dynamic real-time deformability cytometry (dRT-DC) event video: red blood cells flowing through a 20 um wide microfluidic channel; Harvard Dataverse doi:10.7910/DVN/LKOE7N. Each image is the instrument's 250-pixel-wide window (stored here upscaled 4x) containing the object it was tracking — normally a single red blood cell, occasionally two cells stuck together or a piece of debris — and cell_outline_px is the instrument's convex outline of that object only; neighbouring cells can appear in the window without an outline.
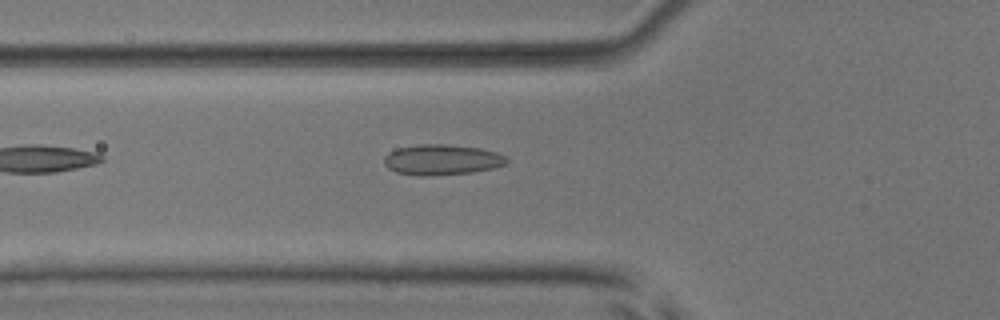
{"species": "common noctule bat (a hibernating species)", "species_latin": "Nyctalus noctula", "temperature_condition": "room temperature", "stored_images_in_passage": 30, "camera_frame_rate_fps": 3000, "um_per_image_px": 0.085, "animal": {"sex": "male", "body_mass_g": 17.9, "forearm_length_mm": 54.2}, "frame": {"image": 1, "passage_image": 2, "time_ms": 0.333, "image_size_px": [1000, 320], "cell_outline_px": [[508, 160], [504, 164], [492, 168], [472, 172], [424, 176], [420, 176], [396, 172], [388, 168], [384, 164], [384, 156], [388, 152], [396, 148], [420, 144], [444, 144], [480, 148], [496, 152], [504, 156]], "centroid_in_image_um": [37.5, 13.57], "position_along_channel_um": 88.3, "area_um2": 21.68}}
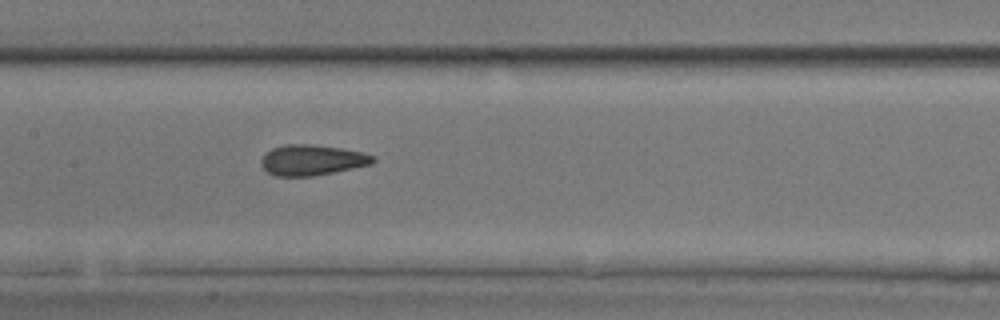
{"frame": {"image": 2, "passage_image": 9, "time_ms": 2.667, "image_size_px": [1000, 320], "cell_outline_px": [[376, 160], [372, 164], [312, 176], [276, 176], [268, 172], [260, 164], [260, 160], [272, 148], [284, 144], [312, 144], [340, 148], [364, 152], [376, 156]], "centroid_in_image_um": [26.54, 13.59], "position_along_channel_um": 180.9, "area_um2": 19.88}}
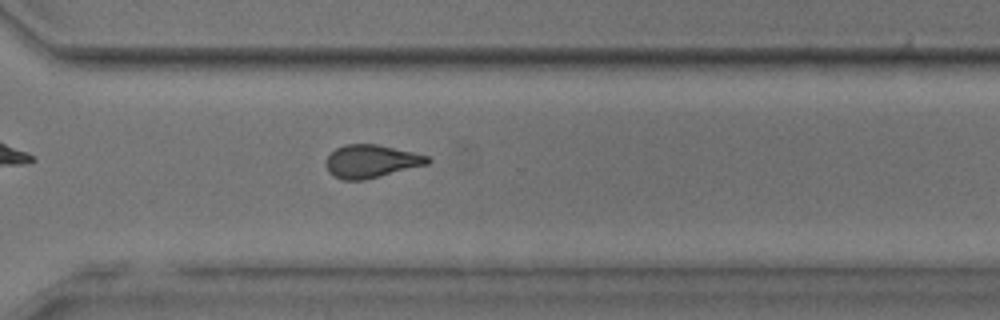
{"frame": {"image": 3, "passage_image": 21, "time_ms": 6.667, "image_size_px": [1000, 320], "cell_outline_px": [[432, 160], [428, 164], [364, 180], [344, 180], [332, 176], [328, 172], [328, 156], [336, 148], [344, 144], [376, 144], [412, 152], [428, 156]], "centroid_in_image_um": [31.56, 13.71], "position_along_channel_um": 339.0, "area_um2": 19.31}}